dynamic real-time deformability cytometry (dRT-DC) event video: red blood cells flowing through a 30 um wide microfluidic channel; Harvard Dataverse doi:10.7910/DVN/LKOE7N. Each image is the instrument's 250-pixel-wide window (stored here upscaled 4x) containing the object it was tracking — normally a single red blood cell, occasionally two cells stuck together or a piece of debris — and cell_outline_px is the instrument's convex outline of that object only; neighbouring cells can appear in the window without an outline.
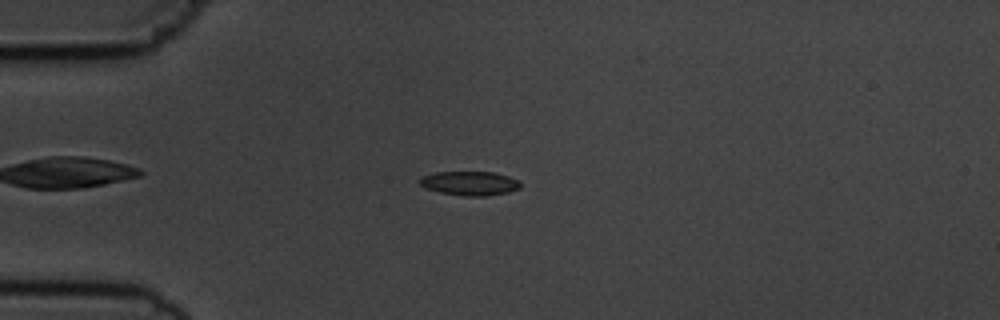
{"species": "common noctule bat (a hibernating species)", "species_latin": "Nyctalus noctula", "temperature_condition": "cold", "stored_images_in_passage": 7, "camera_frame_rate_fps": 3000, "um_per_image_px": 0.085, "animal": {"sex": "male", "body_mass_g": 19.5, "forearm_length_mm": 54.6}, "frame": {"image": 1, "passage_image": 5, "time_ms": 4.667, "image_size_px": [1000, 320], "cell_outline_px": [[520, 188], [508, 192], [488, 196], [464, 196], [440, 192], [424, 188], [416, 180], [420, 176], [436, 172], [496, 172], [520, 180]], "centroid_in_image_um": [39.9, 15.57], "position_along_channel_um": 45.1, "area_um2": 14.39}}
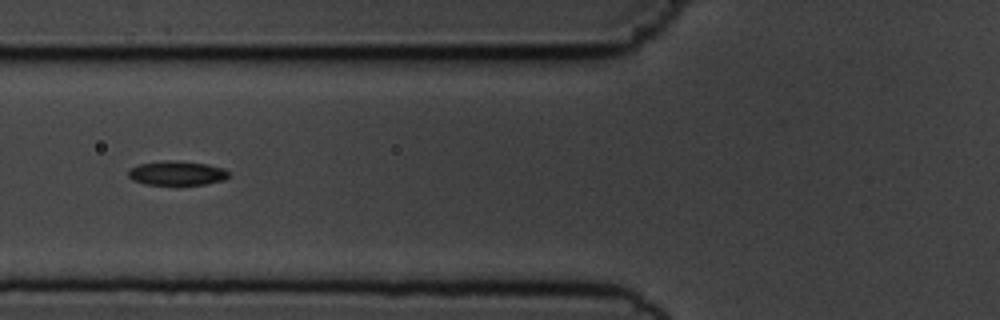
{"frame": {"image": 2, "passage_image": 7, "time_ms": 7.0, "image_size_px": [1000, 320], "cell_outline_px": [[228, 176], [224, 180], [204, 184], [144, 184], [132, 180], [128, 176], [128, 172], [132, 168], [140, 164], [160, 160], [176, 160], [208, 164], [224, 168], [228, 172]], "centroid_in_image_um": [15.03, 14.7], "position_along_channel_um": 110.8, "area_um2": 14.16}}